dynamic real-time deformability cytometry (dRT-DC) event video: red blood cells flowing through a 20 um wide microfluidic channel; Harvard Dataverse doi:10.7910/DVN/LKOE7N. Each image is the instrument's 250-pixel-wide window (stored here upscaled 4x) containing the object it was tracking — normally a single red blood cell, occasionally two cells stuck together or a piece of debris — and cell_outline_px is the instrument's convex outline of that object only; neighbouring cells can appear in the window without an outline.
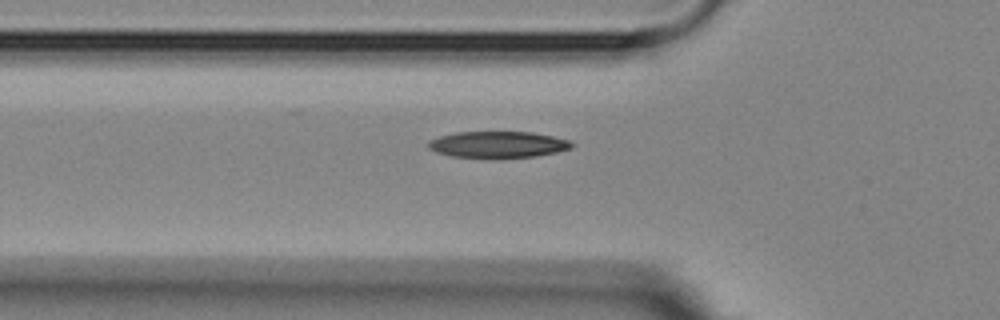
{"species": "Egyptian fruit bat (a non-hibernating species)", "species_latin": "Rousettus aegyptiacus", "temperature_condition": "room temperature", "stored_images_in_passage": 6, "camera_frame_rate_fps": 3000, "um_per_image_px": 0.085, "animal": {"sex": "female"}, "frame": {"image": 1, "passage_image": 6, "time_ms": 5.667, "image_size_px": [1000, 320], "cell_outline_px": [[576, 144], [572, 148], [556, 152], [536, 156], [492, 160], [452, 156], [436, 152], [428, 148], [428, 140], [440, 136], [456, 132], [532, 132], [552, 136], [568, 140]], "centroid_in_image_um": [42.31, 12.31], "position_along_channel_um": 83.5, "area_um2": 22.72}}